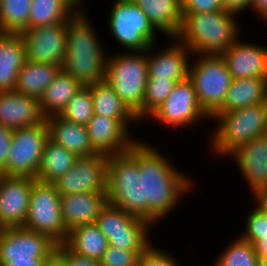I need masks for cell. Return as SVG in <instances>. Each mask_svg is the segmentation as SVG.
<instances>
[{"instance_id":"1","label":"cell","mask_w":267,"mask_h":266,"mask_svg":"<svg viewBox=\"0 0 267 266\" xmlns=\"http://www.w3.org/2000/svg\"><path fill=\"white\" fill-rule=\"evenodd\" d=\"M140 140L141 137L137 140V163L143 175L144 220L156 227L195 190V181L151 143Z\"/></svg>"},{"instance_id":"2","label":"cell","mask_w":267,"mask_h":266,"mask_svg":"<svg viewBox=\"0 0 267 266\" xmlns=\"http://www.w3.org/2000/svg\"><path fill=\"white\" fill-rule=\"evenodd\" d=\"M88 13L83 7L68 20L67 51L62 66L82 86L105 80L108 55V48L101 42Z\"/></svg>"},{"instance_id":"3","label":"cell","mask_w":267,"mask_h":266,"mask_svg":"<svg viewBox=\"0 0 267 266\" xmlns=\"http://www.w3.org/2000/svg\"><path fill=\"white\" fill-rule=\"evenodd\" d=\"M182 16V27L176 38L192 55L221 54L243 34L240 16L231 12L223 10Z\"/></svg>"},{"instance_id":"4","label":"cell","mask_w":267,"mask_h":266,"mask_svg":"<svg viewBox=\"0 0 267 266\" xmlns=\"http://www.w3.org/2000/svg\"><path fill=\"white\" fill-rule=\"evenodd\" d=\"M210 121L217 125L207 137L211 154L225 159L239 146L267 134V103L216 112Z\"/></svg>"},{"instance_id":"5","label":"cell","mask_w":267,"mask_h":266,"mask_svg":"<svg viewBox=\"0 0 267 266\" xmlns=\"http://www.w3.org/2000/svg\"><path fill=\"white\" fill-rule=\"evenodd\" d=\"M107 202L144 220L143 175L137 163V141L124 153L107 157Z\"/></svg>"},{"instance_id":"6","label":"cell","mask_w":267,"mask_h":266,"mask_svg":"<svg viewBox=\"0 0 267 266\" xmlns=\"http://www.w3.org/2000/svg\"><path fill=\"white\" fill-rule=\"evenodd\" d=\"M117 51L108 52L105 80L126 106L136 114L143 107L148 79L147 50L119 53Z\"/></svg>"},{"instance_id":"7","label":"cell","mask_w":267,"mask_h":266,"mask_svg":"<svg viewBox=\"0 0 267 266\" xmlns=\"http://www.w3.org/2000/svg\"><path fill=\"white\" fill-rule=\"evenodd\" d=\"M191 58L188 78L201 109L211 118L222 107L233 78L221 54H197Z\"/></svg>"},{"instance_id":"8","label":"cell","mask_w":267,"mask_h":266,"mask_svg":"<svg viewBox=\"0 0 267 266\" xmlns=\"http://www.w3.org/2000/svg\"><path fill=\"white\" fill-rule=\"evenodd\" d=\"M108 13L106 26L121 51H146L158 43L159 32L132 0H113Z\"/></svg>"},{"instance_id":"9","label":"cell","mask_w":267,"mask_h":266,"mask_svg":"<svg viewBox=\"0 0 267 266\" xmlns=\"http://www.w3.org/2000/svg\"><path fill=\"white\" fill-rule=\"evenodd\" d=\"M25 229L47 234L57 244L67 238L68 230L62 220L61 195L53 183L35 180L29 199Z\"/></svg>"},{"instance_id":"10","label":"cell","mask_w":267,"mask_h":266,"mask_svg":"<svg viewBox=\"0 0 267 266\" xmlns=\"http://www.w3.org/2000/svg\"><path fill=\"white\" fill-rule=\"evenodd\" d=\"M48 138L49 128L46 120L39 125L14 130L6 166L0 174L36 179Z\"/></svg>"},{"instance_id":"11","label":"cell","mask_w":267,"mask_h":266,"mask_svg":"<svg viewBox=\"0 0 267 266\" xmlns=\"http://www.w3.org/2000/svg\"><path fill=\"white\" fill-rule=\"evenodd\" d=\"M148 120H155L153 123L177 131L176 129L195 127L201 121L209 122L210 118L201 109L192 82L187 78L176 83L168 98Z\"/></svg>"},{"instance_id":"12","label":"cell","mask_w":267,"mask_h":266,"mask_svg":"<svg viewBox=\"0 0 267 266\" xmlns=\"http://www.w3.org/2000/svg\"><path fill=\"white\" fill-rule=\"evenodd\" d=\"M57 243L47 234L23 227L1 228L0 262L4 266L11 261H45L55 250Z\"/></svg>"},{"instance_id":"13","label":"cell","mask_w":267,"mask_h":266,"mask_svg":"<svg viewBox=\"0 0 267 266\" xmlns=\"http://www.w3.org/2000/svg\"><path fill=\"white\" fill-rule=\"evenodd\" d=\"M67 25L68 21L21 32L26 61L63 66L67 51Z\"/></svg>"},{"instance_id":"14","label":"cell","mask_w":267,"mask_h":266,"mask_svg":"<svg viewBox=\"0 0 267 266\" xmlns=\"http://www.w3.org/2000/svg\"><path fill=\"white\" fill-rule=\"evenodd\" d=\"M107 156L78 157L71 169L53 184L61 196L72 193L106 192Z\"/></svg>"},{"instance_id":"15","label":"cell","mask_w":267,"mask_h":266,"mask_svg":"<svg viewBox=\"0 0 267 266\" xmlns=\"http://www.w3.org/2000/svg\"><path fill=\"white\" fill-rule=\"evenodd\" d=\"M137 123L140 124V121H118L94 114L86 125L90 144L97 154L107 157L124 153L139 139L129 131L130 126Z\"/></svg>"},{"instance_id":"16","label":"cell","mask_w":267,"mask_h":266,"mask_svg":"<svg viewBox=\"0 0 267 266\" xmlns=\"http://www.w3.org/2000/svg\"><path fill=\"white\" fill-rule=\"evenodd\" d=\"M166 40L167 46L161 44L162 48H157L158 43H154L147 49L148 79L183 81L188 78L192 53L177 38Z\"/></svg>"},{"instance_id":"17","label":"cell","mask_w":267,"mask_h":266,"mask_svg":"<svg viewBox=\"0 0 267 266\" xmlns=\"http://www.w3.org/2000/svg\"><path fill=\"white\" fill-rule=\"evenodd\" d=\"M35 178L0 174V228L22 227Z\"/></svg>"},{"instance_id":"18","label":"cell","mask_w":267,"mask_h":266,"mask_svg":"<svg viewBox=\"0 0 267 266\" xmlns=\"http://www.w3.org/2000/svg\"><path fill=\"white\" fill-rule=\"evenodd\" d=\"M221 55L233 79L267 78V45L246 42L240 36Z\"/></svg>"},{"instance_id":"19","label":"cell","mask_w":267,"mask_h":266,"mask_svg":"<svg viewBox=\"0 0 267 266\" xmlns=\"http://www.w3.org/2000/svg\"><path fill=\"white\" fill-rule=\"evenodd\" d=\"M228 157L235 161L251 194L267 185V134L239 146Z\"/></svg>"},{"instance_id":"20","label":"cell","mask_w":267,"mask_h":266,"mask_svg":"<svg viewBox=\"0 0 267 266\" xmlns=\"http://www.w3.org/2000/svg\"><path fill=\"white\" fill-rule=\"evenodd\" d=\"M45 120L39 100L15 90L0 92V124L10 130L39 125Z\"/></svg>"},{"instance_id":"21","label":"cell","mask_w":267,"mask_h":266,"mask_svg":"<svg viewBox=\"0 0 267 266\" xmlns=\"http://www.w3.org/2000/svg\"><path fill=\"white\" fill-rule=\"evenodd\" d=\"M107 192L72 193L61 196L62 220L66 229L93 224L107 205Z\"/></svg>"},{"instance_id":"22","label":"cell","mask_w":267,"mask_h":266,"mask_svg":"<svg viewBox=\"0 0 267 266\" xmlns=\"http://www.w3.org/2000/svg\"><path fill=\"white\" fill-rule=\"evenodd\" d=\"M165 38H176L183 23L181 0H132Z\"/></svg>"},{"instance_id":"23","label":"cell","mask_w":267,"mask_h":266,"mask_svg":"<svg viewBox=\"0 0 267 266\" xmlns=\"http://www.w3.org/2000/svg\"><path fill=\"white\" fill-rule=\"evenodd\" d=\"M25 62L21 34L0 32V92L15 90L17 75Z\"/></svg>"},{"instance_id":"24","label":"cell","mask_w":267,"mask_h":266,"mask_svg":"<svg viewBox=\"0 0 267 266\" xmlns=\"http://www.w3.org/2000/svg\"><path fill=\"white\" fill-rule=\"evenodd\" d=\"M49 128V138L62 145L77 157H89L97 154L89 140L87 127L64 120L59 115L45 119Z\"/></svg>"},{"instance_id":"25","label":"cell","mask_w":267,"mask_h":266,"mask_svg":"<svg viewBox=\"0 0 267 266\" xmlns=\"http://www.w3.org/2000/svg\"><path fill=\"white\" fill-rule=\"evenodd\" d=\"M258 103H267V78L233 79L224 103L217 112H228Z\"/></svg>"},{"instance_id":"26","label":"cell","mask_w":267,"mask_h":266,"mask_svg":"<svg viewBox=\"0 0 267 266\" xmlns=\"http://www.w3.org/2000/svg\"><path fill=\"white\" fill-rule=\"evenodd\" d=\"M62 66L26 61L17 75L15 91L40 100Z\"/></svg>"},{"instance_id":"27","label":"cell","mask_w":267,"mask_h":266,"mask_svg":"<svg viewBox=\"0 0 267 266\" xmlns=\"http://www.w3.org/2000/svg\"><path fill=\"white\" fill-rule=\"evenodd\" d=\"M63 244L80 256L96 260L101 259L109 246L108 238L95 223L70 229Z\"/></svg>"},{"instance_id":"28","label":"cell","mask_w":267,"mask_h":266,"mask_svg":"<svg viewBox=\"0 0 267 266\" xmlns=\"http://www.w3.org/2000/svg\"><path fill=\"white\" fill-rule=\"evenodd\" d=\"M82 87L71 75L61 70L39 100L43 117L46 119L53 115H60Z\"/></svg>"},{"instance_id":"29","label":"cell","mask_w":267,"mask_h":266,"mask_svg":"<svg viewBox=\"0 0 267 266\" xmlns=\"http://www.w3.org/2000/svg\"><path fill=\"white\" fill-rule=\"evenodd\" d=\"M82 8L77 0H32L29 29L66 22Z\"/></svg>"},{"instance_id":"30","label":"cell","mask_w":267,"mask_h":266,"mask_svg":"<svg viewBox=\"0 0 267 266\" xmlns=\"http://www.w3.org/2000/svg\"><path fill=\"white\" fill-rule=\"evenodd\" d=\"M95 224L108 239L111 234L150 233L154 228L148 221L109 203L101 210Z\"/></svg>"},{"instance_id":"31","label":"cell","mask_w":267,"mask_h":266,"mask_svg":"<svg viewBox=\"0 0 267 266\" xmlns=\"http://www.w3.org/2000/svg\"><path fill=\"white\" fill-rule=\"evenodd\" d=\"M77 158L68 149L48 138L41 156L36 179L53 183L71 169Z\"/></svg>"},{"instance_id":"32","label":"cell","mask_w":267,"mask_h":266,"mask_svg":"<svg viewBox=\"0 0 267 266\" xmlns=\"http://www.w3.org/2000/svg\"><path fill=\"white\" fill-rule=\"evenodd\" d=\"M89 87L94 114L115 118L118 121H139L106 80L89 85Z\"/></svg>"},{"instance_id":"33","label":"cell","mask_w":267,"mask_h":266,"mask_svg":"<svg viewBox=\"0 0 267 266\" xmlns=\"http://www.w3.org/2000/svg\"><path fill=\"white\" fill-rule=\"evenodd\" d=\"M32 0H0V32L21 33L29 29Z\"/></svg>"},{"instance_id":"34","label":"cell","mask_w":267,"mask_h":266,"mask_svg":"<svg viewBox=\"0 0 267 266\" xmlns=\"http://www.w3.org/2000/svg\"><path fill=\"white\" fill-rule=\"evenodd\" d=\"M213 266H259V258L254 245L237 236L215 257Z\"/></svg>"},{"instance_id":"35","label":"cell","mask_w":267,"mask_h":266,"mask_svg":"<svg viewBox=\"0 0 267 266\" xmlns=\"http://www.w3.org/2000/svg\"><path fill=\"white\" fill-rule=\"evenodd\" d=\"M176 83L172 79H147L143 107L135 114L140 123H144L168 98Z\"/></svg>"},{"instance_id":"36","label":"cell","mask_w":267,"mask_h":266,"mask_svg":"<svg viewBox=\"0 0 267 266\" xmlns=\"http://www.w3.org/2000/svg\"><path fill=\"white\" fill-rule=\"evenodd\" d=\"M94 115L92 94L89 86H83L59 115L64 120L86 126Z\"/></svg>"},{"instance_id":"37","label":"cell","mask_w":267,"mask_h":266,"mask_svg":"<svg viewBox=\"0 0 267 266\" xmlns=\"http://www.w3.org/2000/svg\"><path fill=\"white\" fill-rule=\"evenodd\" d=\"M244 220V228L239 235L242 239L254 244L258 239L267 237V214L261 212L256 207L248 210Z\"/></svg>"},{"instance_id":"38","label":"cell","mask_w":267,"mask_h":266,"mask_svg":"<svg viewBox=\"0 0 267 266\" xmlns=\"http://www.w3.org/2000/svg\"><path fill=\"white\" fill-rule=\"evenodd\" d=\"M150 233L111 234L109 245L123 250L144 251L152 241Z\"/></svg>"},{"instance_id":"39","label":"cell","mask_w":267,"mask_h":266,"mask_svg":"<svg viewBox=\"0 0 267 266\" xmlns=\"http://www.w3.org/2000/svg\"><path fill=\"white\" fill-rule=\"evenodd\" d=\"M162 246L159 248L151 242L139 255L138 266H181L172 252L168 253ZM167 251V252H166Z\"/></svg>"},{"instance_id":"40","label":"cell","mask_w":267,"mask_h":266,"mask_svg":"<svg viewBox=\"0 0 267 266\" xmlns=\"http://www.w3.org/2000/svg\"><path fill=\"white\" fill-rule=\"evenodd\" d=\"M143 251H129L108 246L100 261L101 266H138Z\"/></svg>"},{"instance_id":"41","label":"cell","mask_w":267,"mask_h":266,"mask_svg":"<svg viewBox=\"0 0 267 266\" xmlns=\"http://www.w3.org/2000/svg\"><path fill=\"white\" fill-rule=\"evenodd\" d=\"M182 14L223 11L222 0H181Z\"/></svg>"},{"instance_id":"42","label":"cell","mask_w":267,"mask_h":266,"mask_svg":"<svg viewBox=\"0 0 267 266\" xmlns=\"http://www.w3.org/2000/svg\"><path fill=\"white\" fill-rule=\"evenodd\" d=\"M56 249L65 257L67 266H101L99 260L80 256L69 250L63 243L57 244Z\"/></svg>"},{"instance_id":"43","label":"cell","mask_w":267,"mask_h":266,"mask_svg":"<svg viewBox=\"0 0 267 266\" xmlns=\"http://www.w3.org/2000/svg\"><path fill=\"white\" fill-rule=\"evenodd\" d=\"M13 130L0 124V172L5 168L12 143Z\"/></svg>"},{"instance_id":"44","label":"cell","mask_w":267,"mask_h":266,"mask_svg":"<svg viewBox=\"0 0 267 266\" xmlns=\"http://www.w3.org/2000/svg\"><path fill=\"white\" fill-rule=\"evenodd\" d=\"M224 11L243 15L248 9L251 12L252 0H222Z\"/></svg>"},{"instance_id":"45","label":"cell","mask_w":267,"mask_h":266,"mask_svg":"<svg viewBox=\"0 0 267 266\" xmlns=\"http://www.w3.org/2000/svg\"><path fill=\"white\" fill-rule=\"evenodd\" d=\"M251 196L255 200L253 201L255 204L252 205L267 214V185L256 189Z\"/></svg>"},{"instance_id":"46","label":"cell","mask_w":267,"mask_h":266,"mask_svg":"<svg viewBox=\"0 0 267 266\" xmlns=\"http://www.w3.org/2000/svg\"><path fill=\"white\" fill-rule=\"evenodd\" d=\"M251 11L257 14V18L267 23V0H252Z\"/></svg>"},{"instance_id":"47","label":"cell","mask_w":267,"mask_h":266,"mask_svg":"<svg viewBox=\"0 0 267 266\" xmlns=\"http://www.w3.org/2000/svg\"><path fill=\"white\" fill-rule=\"evenodd\" d=\"M43 266H67L65 257L55 250L45 259Z\"/></svg>"},{"instance_id":"48","label":"cell","mask_w":267,"mask_h":266,"mask_svg":"<svg viewBox=\"0 0 267 266\" xmlns=\"http://www.w3.org/2000/svg\"><path fill=\"white\" fill-rule=\"evenodd\" d=\"M253 245L259 259L267 257V237L258 239Z\"/></svg>"},{"instance_id":"49","label":"cell","mask_w":267,"mask_h":266,"mask_svg":"<svg viewBox=\"0 0 267 266\" xmlns=\"http://www.w3.org/2000/svg\"><path fill=\"white\" fill-rule=\"evenodd\" d=\"M44 261H11L4 266H43Z\"/></svg>"},{"instance_id":"50","label":"cell","mask_w":267,"mask_h":266,"mask_svg":"<svg viewBox=\"0 0 267 266\" xmlns=\"http://www.w3.org/2000/svg\"><path fill=\"white\" fill-rule=\"evenodd\" d=\"M259 266H267V257L259 259Z\"/></svg>"},{"instance_id":"51","label":"cell","mask_w":267,"mask_h":266,"mask_svg":"<svg viewBox=\"0 0 267 266\" xmlns=\"http://www.w3.org/2000/svg\"><path fill=\"white\" fill-rule=\"evenodd\" d=\"M77 1L81 4L82 7L85 6V5H84V4H85V1H84V0H77Z\"/></svg>"}]
</instances>
